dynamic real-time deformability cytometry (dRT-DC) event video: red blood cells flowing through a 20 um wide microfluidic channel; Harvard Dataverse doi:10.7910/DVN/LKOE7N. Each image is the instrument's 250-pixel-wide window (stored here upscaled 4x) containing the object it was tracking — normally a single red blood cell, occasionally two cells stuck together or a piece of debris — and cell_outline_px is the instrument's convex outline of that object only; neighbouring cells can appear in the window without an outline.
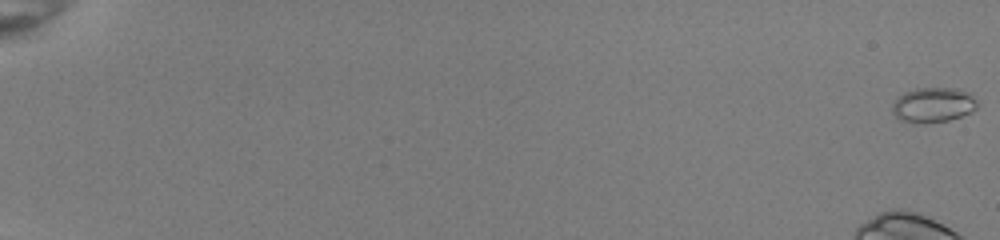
{"species": "common noctule bat (a hibernating species)", "species_latin": "Nyctalus noctula", "temperature_condition": "room temperature", "stored_images_in_passage": 53, "camera_frame_rate_fps": 3000, "um_per_image_px": 0.085, "animal": {"sex": "female", "body_mass_g": 22.0, "forearm_length_mm": 56.7}, "frame": {"image": 1, "passage_image": 1, "time_ms": 0.0, "image_size_px": [1000, 240], "cell_outline_px": [[976, 108], [972, 112], [948, 120], [904, 120], [896, 116], [892, 112], [892, 104], [904, 92], [916, 88], [956, 88], [972, 92], [976, 100]], "centroid_in_image_um": [79.38, 8.85], "position_along_channel_um": 5.6, "area_um2": 16.65}}